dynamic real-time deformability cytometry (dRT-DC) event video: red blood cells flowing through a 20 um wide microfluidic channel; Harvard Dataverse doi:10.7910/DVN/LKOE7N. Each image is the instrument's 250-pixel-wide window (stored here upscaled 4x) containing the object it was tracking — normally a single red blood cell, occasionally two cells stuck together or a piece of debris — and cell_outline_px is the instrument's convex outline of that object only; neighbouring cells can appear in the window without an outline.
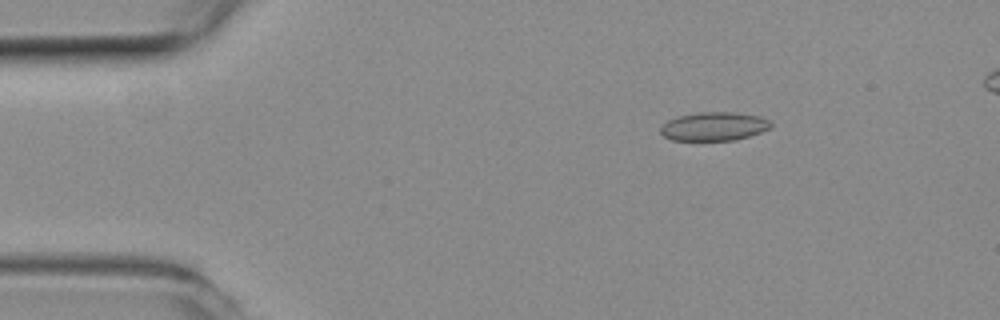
{"species": "common noctule bat (a hibernating species)", "species_latin": "Nyctalus noctula", "temperature_condition": "room temperature", "stored_images_in_passage": 50, "camera_frame_rate_fps": 3000, "um_per_image_px": 0.085, "animal": {"sex": "female", "body_mass_g": 19.3, "forearm_length_mm": 54.1}, "frame": {"image": 1, "passage_image": 7, "time_ms": 2.0, "image_size_px": [1000, 320], "cell_outline_px": [[772, 124], [768, 128], [760, 132], [736, 140], [672, 140], [664, 136], [660, 132], [660, 128], [668, 120], [676, 116], [700, 112], [736, 112], [760, 116], [768, 120]], "centroid_in_image_um": [60.67, 10.73], "position_along_channel_um": 24.3, "area_um2": 18.32}}
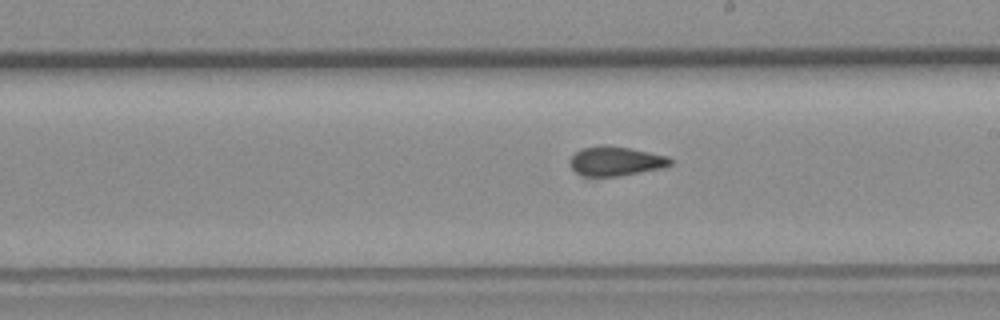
{"frame": {"image": 2, "passage_image": 28, "time_ms": 9.0, "image_size_px": [1000, 320], "cell_outline_px": [[672, 164], [664, 168], [616, 176], [584, 176], [576, 172], [572, 168], [568, 160], [576, 152], [584, 148], [600, 144], [604, 144], [628, 148], [668, 156], [672, 160]], "centroid_in_image_um": [52.33, 13.69], "position_along_channel_um": 236.7, "area_um2": 17.11}}
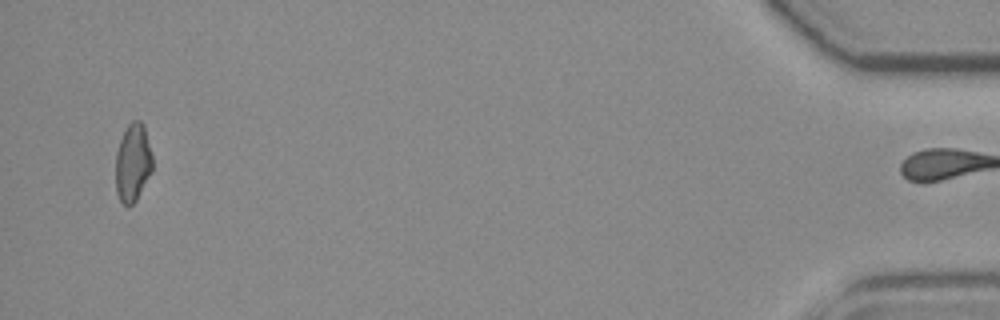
{"frame": {"image": 3, "passage_image": 49, "time_ms": 16.0, "image_size_px": [1000, 320], "cell_outline_px": [[152, 172], [136, 200], [132, 204], [124, 204], [120, 200], [116, 192], [116, 152], [120, 140], [128, 124], [132, 120], [140, 120], [144, 124], [152, 156]], "centroid_in_image_um": [11.3, 13.81], "position_along_channel_um": 423.9, "area_um2": 16.7}}